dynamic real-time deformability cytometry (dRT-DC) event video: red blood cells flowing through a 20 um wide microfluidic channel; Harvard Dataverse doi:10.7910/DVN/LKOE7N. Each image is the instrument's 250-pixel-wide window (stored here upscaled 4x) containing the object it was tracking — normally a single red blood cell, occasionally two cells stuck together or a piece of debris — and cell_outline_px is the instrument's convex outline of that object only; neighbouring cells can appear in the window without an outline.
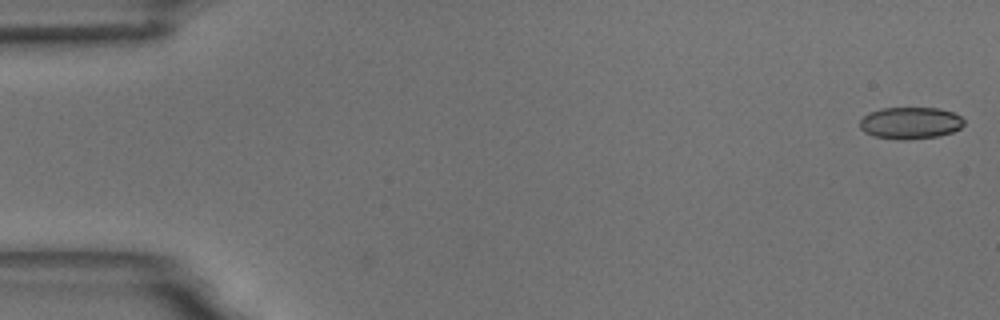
{"species": "common noctule bat (a hibernating species)", "species_latin": "Nyctalus noctula", "temperature_condition": "room temperature", "stored_images_in_passage": 56, "camera_frame_rate_fps": 3000, "um_per_image_px": 0.085, "animal": {"sex": "male", "body_mass_g": 18.8}, "frame": {"image": 1, "passage_image": 1, "time_ms": 0.0, "image_size_px": [1000, 320], "cell_outline_px": [[964, 124], [960, 128], [952, 132], [936, 136], [904, 140], [896, 140], [876, 136], [864, 132], [860, 128], [860, 120], [868, 112], [880, 108], [940, 108], [952, 112], [960, 116], [964, 120]], "centroid_in_image_um": [77.36, 10.44], "position_along_channel_um": 7.6, "area_um2": 19.36}}
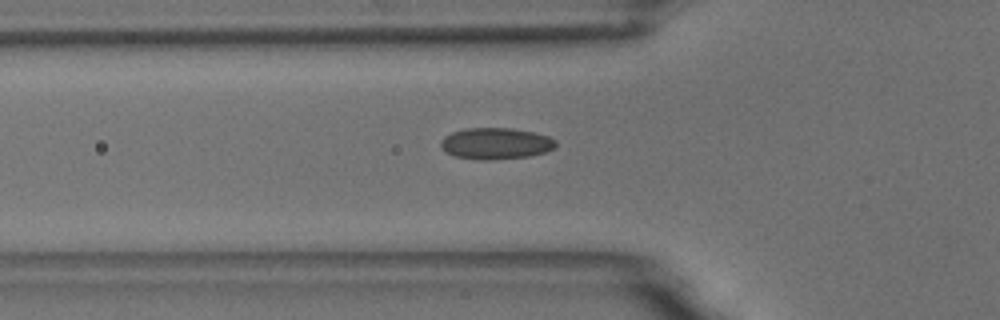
{"frame": {"image": 2, "passage_image": 19, "time_ms": 6.0, "image_size_px": [1000, 320], "cell_outline_px": [[556, 144], [552, 148], [544, 152], [528, 156], [492, 160], [476, 160], [456, 156], [448, 152], [440, 144], [440, 140], [444, 136], [452, 132], [464, 128], [512, 128], [532, 132], [548, 136], [556, 140]], "centroid_in_image_um": [42.12, 12.19], "position_along_channel_um": 83.7, "area_um2": 20.92}}
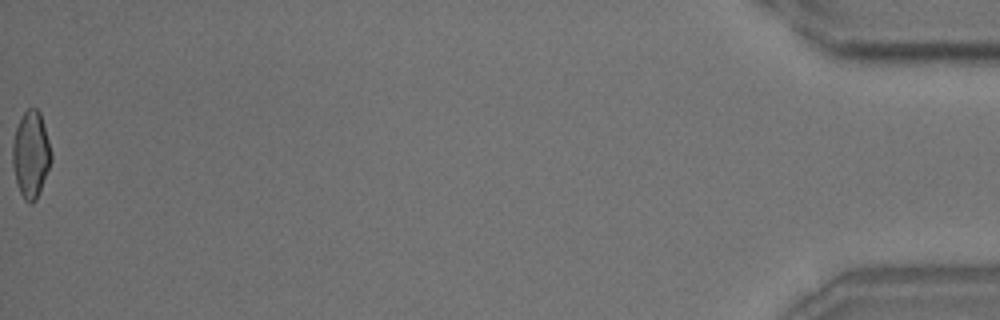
{"frame": {"image": 3, "passage_image": 56, "time_ms": 18.333, "image_size_px": [1000, 320], "cell_outline_px": [[52, 160], [36, 200], [32, 204], [28, 204], [24, 200], [16, 184], [12, 164], [12, 144], [16, 128], [24, 112], [28, 108], [36, 108], [40, 112], [48, 140], [52, 156]], "centroid_in_image_um": [2.61, 13.16], "position_along_channel_um": 432.6, "area_um2": 19.48}, "authors_computed_cell_mechanics": {"area_um2": 19.8254, "velocity_mm_per_s": 3.631, "shape_relaxation_time_tau1_ms": null, "shape_relaxation_time_tau2_ms": 1.2119, "deformation_change_tau1": null, "deformation_change_tau2": 0.0613}}